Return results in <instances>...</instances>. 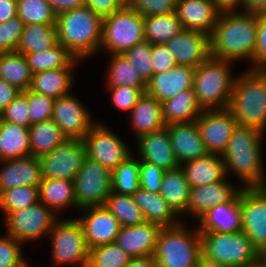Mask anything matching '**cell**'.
I'll use <instances>...</instances> for the list:
<instances>
[{"label":"cell","instance_id":"obj_17","mask_svg":"<svg viewBox=\"0 0 266 267\" xmlns=\"http://www.w3.org/2000/svg\"><path fill=\"white\" fill-rule=\"evenodd\" d=\"M80 210L86 213L76 219L82 225L89 249L115 242L121 225L104 205L85 207Z\"/></svg>","mask_w":266,"mask_h":267},{"label":"cell","instance_id":"obj_45","mask_svg":"<svg viewBox=\"0 0 266 267\" xmlns=\"http://www.w3.org/2000/svg\"><path fill=\"white\" fill-rule=\"evenodd\" d=\"M132 258L116 242L89 249L87 267H125Z\"/></svg>","mask_w":266,"mask_h":267},{"label":"cell","instance_id":"obj_12","mask_svg":"<svg viewBox=\"0 0 266 267\" xmlns=\"http://www.w3.org/2000/svg\"><path fill=\"white\" fill-rule=\"evenodd\" d=\"M83 142L86 157L111 171L132 154L127 142L101 122L91 127Z\"/></svg>","mask_w":266,"mask_h":267},{"label":"cell","instance_id":"obj_61","mask_svg":"<svg viewBox=\"0 0 266 267\" xmlns=\"http://www.w3.org/2000/svg\"><path fill=\"white\" fill-rule=\"evenodd\" d=\"M125 267H158L153 256L132 258Z\"/></svg>","mask_w":266,"mask_h":267},{"label":"cell","instance_id":"obj_23","mask_svg":"<svg viewBox=\"0 0 266 267\" xmlns=\"http://www.w3.org/2000/svg\"><path fill=\"white\" fill-rule=\"evenodd\" d=\"M176 13L183 29L210 36L221 11L213 0H177Z\"/></svg>","mask_w":266,"mask_h":267},{"label":"cell","instance_id":"obj_28","mask_svg":"<svg viewBox=\"0 0 266 267\" xmlns=\"http://www.w3.org/2000/svg\"><path fill=\"white\" fill-rule=\"evenodd\" d=\"M129 113L130 125L135 132V139L166 126L162 116V103L146 92Z\"/></svg>","mask_w":266,"mask_h":267},{"label":"cell","instance_id":"obj_57","mask_svg":"<svg viewBox=\"0 0 266 267\" xmlns=\"http://www.w3.org/2000/svg\"><path fill=\"white\" fill-rule=\"evenodd\" d=\"M20 92L17 87L0 78V115Z\"/></svg>","mask_w":266,"mask_h":267},{"label":"cell","instance_id":"obj_29","mask_svg":"<svg viewBox=\"0 0 266 267\" xmlns=\"http://www.w3.org/2000/svg\"><path fill=\"white\" fill-rule=\"evenodd\" d=\"M132 196L142 210L146 222L172 227L183 221L159 193L148 192L140 187Z\"/></svg>","mask_w":266,"mask_h":267},{"label":"cell","instance_id":"obj_47","mask_svg":"<svg viewBox=\"0 0 266 267\" xmlns=\"http://www.w3.org/2000/svg\"><path fill=\"white\" fill-rule=\"evenodd\" d=\"M0 119L8 123L29 128L31 126L30 112L27 103V90L20 94L1 113Z\"/></svg>","mask_w":266,"mask_h":267},{"label":"cell","instance_id":"obj_2","mask_svg":"<svg viewBox=\"0 0 266 267\" xmlns=\"http://www.w3.org/2000/svg\"><path fill=\"white\" fill-rule=\"evenodd\" d=\"M263 136L264 133L258 129L237 124L221 154L226 176L235 173L242 188L266 187L261 147Z\"/></svg>","mask_w":266,"mask_h":267},{"label":"cell","instance_id":"obj_20","mask_svg":"<svg viewBox=\"0 0 266 267\" xmlns=\"http://www.w3.org/2000/svg\"><path fill=\"white\" fill-rule=\"evenodd\" d=\"M0 194L15 187H39L42 181L39 157L26 156L0 161Z\"/></svg>","mask_w":266,"mask_h":267},{"label":"cell","instance_id":"obj_25","mask_svg":"<svg viewBox=\"0 0 266 267\" xmlns=\"http://www.w3.org/2000/svg\"><path fill=\"white\" fill-rule=\"evenodd\" d=\"M161 228L160 225L149 222L121 227L115 242L131 258L153 256Z\"/></svg>","mask_w":266,"mask_h":267},{"label":"cell","instance_id":"obj_58","mask_svg":"<svg viewBox=\"0 0 266 267\" xmlns=\"http://www.w3.org/2000/svg\"><path fill=\"white\" fill-rule=\"evenodd\" d=\"M56 15L85 6V0H47Z\"/></svg>","mask_w":266,"mask_h":267},{"label":"cell","instance_id":"obj_49","mask_svg":"<svg viewBox=\"0 0 266 267\" xmlns=\"http://www.w3.org/2000/svg\"><path fill=\"white\" fill-rule=\"evenodd\" d=\"M110 94L112 104L122 112H130L139 98L146 92V88H133L130 86L105 87Z\"/></svg>","mask_w":266,"mask_h":267},{"label":"cell","instance_id":"obj_3","mask_svg":"<svg viewBox=\"0 0 266 267\" xmlns=\"http://www.w3.org/2000/svg\"><path fill=\"white\" fill-rule=\"evenodd\" d=\"M102 24L103 18L86 5L61 13L56 18L57 41L84 61L99 51Z\"/></svg>","mask_w":266,"mask_h":267},{"label":"cell","instance_id":"obj_35","mask_svg":"<svg viewBox=\"0 0 266 267\" xmlns=\"http://www.w3.org/2000/svg\"><path fill=\"white\" fill-rule=\"evenodd\" d=\"M58 43L56 24H26L17 44L20 54L51 49Z\"/></svg>","mask_w":266,"mask_h":267},{"label":"cell","instance_id":"obj_56","mask_svg":"<svg viewBox=\"0 0 266 267\" xmlns=\"http://www.w3.org/2000/svg\"><path fill=\"white\" fill-rule=\"evenodd\" d=\"M85 5L94 13L105 18L121 10L127 4L123 0H85Z\"/></svg>","mask_w":266,"mask_h":267},{"label":"cell","instance_id":"obj_51","mask_svg":"<svg viewBox=\"0 0 266 267\" xmlns=\"http://www.w3.org/2000/svg\"><path fill=\"white\" fill-rule=\"evenodd\" d=\"M127 5L143 17L176 12L177 0H130Z\"/></svg>","mask_w":266,"mask_h":267},{"label":"cell","instance_id":"obj_10","mask_svg":"<svg viewBox=\"0 0 266 267\" xmlns=\"http://www.w3.org/2000/svg\"><path fill=\"white\" fill-rule=\"evenodd\" d=\"M4 218L7 234L24 244L49 234L60 217L38 202L28 208L9 212Z\"/></svg>","mask_w":266,"mask_h":267},{"label":"cell","instance_id":"obj_19","mask_svg":"<svg viewBox=\"0 0 266 267\" xmlns=\"http://www.w3.org/2000/svg\"><path fill=\"white\" fill-rule=\"evenodd\" d=\"M227 176L217 183L192 187L185 214L199 220L209 209L220 203L230 201L240 190L228 181Z\"/></svg>","mask_w":266,"mask_h":267},{"label":"cell","instance_id":"obj_22","mask_svg":"<svg viewBox=\"0 0 266 267\" xmlns=\"http://www.w3.org/2000/svg\"><path fill=\"white\" fill-rule=\"evenodd\" d=\"M195 68L177 65L163 73L153 74L147 82L146 93L159 102L175 97L180 92L193 89Z\"/></svg>","mask_w":266,"mask_h":267},{"label":"cell","instance_id":"obj_38","mask_svg":"<svg viewBox=\"0 0 266 267\" xmlns=\"http://www.w3.org/2000/svg\"><path fill=\"white\" fill-rule=\"evenodd\" d=\"M31 156L40 157L50 153L67 139L58 125L52 120L32 124L29 127Z\"/></svg>","mask_w":266,"mask_h":267},{"label":"cell","instance_id":"obj_42","mask_svg":"<svg viewBox=\"0 0 266 267\" xmlns=\"http://www.w3.org/2000/svg\"><path fill=\"white\" fill-rule=\"evenodd\" d=\"M104 206L118 219L121 227L141 225L146 222L142 210L135 203L132 195L111 192Z\"/></svg>","mask_w":266,"mask_h":267},{"label":"cell","instance_id":"obj_16","mask_svg":"<svg viewBox=\"0 0 266 267\" xmlns=\"http://www.w3.org/2000/svg\"><path fill=\"white\" fill-rule=\"evenodd\" d=\"M195 122L207 151L219 155L226 150L238 124L228 108L204 110Z\"/></svg>","mask_w":266,"mask_h":267},{"label":"cell","instance_id":"obj_26","mask_svg":"<svg viewBox=\"0 0 266 267\" xmlns=\"http://www.w3.org/2000/svg\"><path fill=\"white\" fill-rule=\"evenodd\" d=\"M171 146L179 164L207 155L196 122L174 123L166 125Z\"/></svg>","mask_w":266,"mask_h":267},{"label":"cell","instance_id":"obj_43","mask_svg":"<svg viewBox=\"0 0 266 267\" xmlns=\"http://www.w3.org/2000/svg\"><path fill=\"white\" fill-rule=\"evenodd\" d=\"M17 16L26 24H56L57 15L47 0H17Z\"/></svg>","mask_w":266,"mask_h":267},{"label":"cell","instance_id":"obj_34","mask_svg":"<svg viewBox=\"0 0 266 267\" xmlns=\"http://www.w3.org/2000/svg\"><path fill=\"white\" fill-rule=\"evenodd\" d=\"M31 155L29 128L0 119V161Z\"/></svg>","mask_w":266,"mask_h":267},{"label":"cell","instance_id":"obj_13","mask_svg":"<svg viewBox=\"0 0 266 267\" xmlns=\"http://www.w3.org/2000/svg\"><path fill=\"white\" fill-rule=\"evenodd\" d=\"M85 158L83 140L65 139L50 153L39 157L42 178L73 181Z\"/></svg>","mask_w":266,"mask_h":267},{"label":"cell","instance_id":"obj_44","mask_svg":"<svg viewBox=\"0 0 266 267\" xmlns=\"http://www.w3.org/2000/svg\"><path fill=\"white\" fill-rule=\"evenodd\" d=\"M38 202V187H15L0 194V210L4 212V216L9 212L28 208Z\"/></svg>","mask_w":266,"mask_h":267},{"label":"cell","instance_id":"obj_55","mask_svg":"<svg viewBox=\"0 0 266 267\" xmlns=\"http://www.w3.org/2000/svg\"><path fill=\"white\" fill-rule=\"evenodd\" d=\"M151 59L153 66L152 75L156 73H163L177 66L172 53L165 47L164 44L151 45Z\"/></svg>","mask_w":266,"mask_h":267},{"label":"cell","instance_id":"obj_24","mask_svg":"<svg viewBox=\"0 0 266 267\" xmlns=\"http://www.w3.org/2000/svg\"><path fill=\"white\" fill-rule=\"evenodd\" d=\"M198 222L199 232L236 233L242 231L240 191L230 201L209 209Z\"/></svg>","mask_w":266,"mask_h":267},{"label":"cell","instance_id":"obj_52","mask_svg":"<svg viewBox=\"0 0 266 267\" xmlns=\"http://www.w3.org/2000/svg\"><path fill=\"white\" fill-rule=\"evenodd\" d=\"M23 27L24 23L18 16L0 23V53L16 51Z\"/></svg>","mask_w":266,"mask_h":267},{"label":"cell","instance_id":"obj_33","mask_svg":"<svg viewBox=\"0 0 266 267\" xmlns=\"http://www.w3.org/2000/svg\"><path fill=\"white\" fill-rule=\"evenodd\" d=\"M75 68L47 70L33 75L30 90L46 95L54 100L70 94L74 83Z\"/></svg>","mask_w":266,"mask_h":267},{"label":"cell","instance_id":"obj_31","mask_svg":"<svg viewBox=\"0 0 266 267\" xmlns=\"http://www.w3.org/2000/svg\"><path fill=\"white\" fill-rule=\"evenodd\" d=\"M38 189L39 202L50 208L56 215L69 207L77 209L73 181L43 178Z\"/></svg>","mask_w":266,"mask_h":267},{"label":"cell","instance_id":"obj_67","mask_svg":"<svg viewBox=\"0 0 266 267\" xmlns=\"http://www.w3.org/2000/svg\"><path fill=\"white\" fill-rule=\"evenodd\" d=\"M126 4L130 1V0H123Z\"/></svg>","mask_w":266,"mask_h":267},{"label":"cell","instance_id":"obj_21","mask_svg":"<svg viewBox=\"0 0 266 267\" xmlns=\"http://www.w3.org/2000/svg\"><path fill=\"white\" fill-rule=\"evenodd\" d=\"M136 144L140 160L157 165L165 171L180 166L173 152L166 126L140 136L136 139Z\"/></svg>","mask_w":266,"mask_h":267},{"label":"cell","instance_id":"obj_1","mask_svg":"<svg viewBox=\"0 0 266 267\" xmlns=\"http://www.w3.org/2000/svg\"><path fill=\"white\" fill-rule=\"evenodd\" d=\"M256 38V13L221 12L210 35V56L233 62L249 60L252 64Z\"/></svg>","mask_w":266,"mask_h":267},{"label":"cell","instance_id":"obj_60","mask_svg":"<svg viewBox=\"0 0 266 267\" xmlns=\"http://www.w3.org/2000/svg\"><path fill=\"white\" fill-rule=\"evenodd\" d=\"M221 12L238 11L241 7L244 11V0H213ZM239 6V8H238Z\"/></svg>","mask_w":266,"mask_h":267},{"label":"cell","instance_id":"obj_37","mask_svg":"<svg viewBox=\"0 0 266 267\" xmlns=\"http://www.w3.org/2000/svg\"><path fill=\"white\" fill-rule=\"evenodd\" d=\"M33 74L23 54L18 52L0 53V78L21 91L30 88Z\"/></svg>","mask_w":266,"mask_h":267},{"label":"cell","instance_id":"obj_4","mask_svg":"<svg viewBox=\"0 0 266 267\" xmlns=\"http://www.w3.org/2000/svg\"><path fill=\"white\" fill-rule=\"evenodd\" d=\"M228 109L237 123L266 130V71L249 69L236 77Z\"/></svg>","mask_w":266,"mask_h":267},{"label":"cell","instance_id":"obj_64","mask_svg":"<svg viewBox=\"0 0 266 267\" xmlns=\"http://www.w3.org/2000/svg\"><path fill=\"white\" fill-rule=\"evenodd\" d=\"M258 261L266 266V245L258 252Z\"/></svg>","mask_w":266,"mask_h":267},{"label":"cell","instance_id":"obj_62","mask_svg":"<svg viewBox=\"0 0 266 267\" xmlns=\"http://www.w3.org/2000/svg\"><path fill=\"white\" fill-rule=\"evenodd\" d=\"M266 10V0H244V12L257 13Z\"/></svg>","mask_w":266,"mask_h":267},{"label":"cell","instance_id":"obj_40","mask_svg":"<svg viewBox=\"0 0 266 267\" xmlns=\"http://www.w3.org/2000/svg\"><path fill=\"white\" fill-rule=\"evenodd\" d=\"M182 30L176 12L144 17V37L151 44H165Z\"/></svg>","mask_w":266,"mask_h":267},{"label":"cell","instance_id":"obj_14","mask_svg":"<svg viewBox=\"0 0 266 267\" xmlns=\"http://www.w3.org/2000/svg\"><path fill=\"white\" fill-rule=\"evenodd\" d=\"M242 231L260 251L266 245V187L241 188Z\"/></svg>","mask_w":266,"mask_h":267},{"label":"cell","instance_id":"obj_36","mask_svg":"<svg viewBox=\"0 0 266 267\" xmlns=\"http://www.w3.org/2000/svg\"><path fill=\"white\" fill-rule=\"evenodd\" d=\"M29 65L32 74L47 70H56L62 68H76L82 60L75 58L59 42L51 49L23 54Z\"/></svg>","mask_w":266,"mask_h":267},{"label":"cell","instance_id":"obj_46","mask_svg":"<svg viewBox=\"0 0 266 267\" xmlns=\"http://www.w3.org/2000/svg\"><path fill=\"white\" fill-rule=\"evenodd\" d=\"M151 45L150 42L144 40L123 53L146 83L152 77Z\"/></svg>","mask_w":266,"mask_h":267},{"label":"cell","instance_id":"obj_50","mask_svg":"<svg viewBox=\"0 0 266 267\" xmlns=\"http://www.w3.org/2000/svg\"><path fill=\"white\" fill-rule=\"evenodd\" d=\"M4 235L0 236V267H18L26 261L22 244L11 235Z\"/></svg>","mask_w":266,"mask_h":267},{"label":"cell","instance_id":"obj_66","mask_svg":"<svg viewBox=\"0 0 266 267\" xmlns=\"http://www.w3.org/2000/svg\"><path fill=\"white\" fill-rule=\"evenodd\" d=\"M18 267H31L30 263H28L27 261H24L21 265H19Z\"/></svg>","mask_w":266,"mask_h":267},{"label":"cell","instance_id":"obj_11","mask_svg":"<svg viewBox=\"0 0 266 267\" xmlns=\"http://www.w3.org/2000/svg\"><path fill=\"white\" fill-rule=\"evenodd\" d=\"M73 182L77 210L103 206L112 192V171L86 157Z\"/></svg>","mask_w":266,"mask_h":267},{"label":"cell","instance_id":"obj_59","mask_svg":"<svg viewBox=\"0 0 266 267\" xmlns=\"http://www.w3.org/2000/svg\"><path fill=\"white\" fill-rule=\"evenodd\" d=\"M17 16V0H0V23Z\"/></svg>","mask_w":266,"mask_h":267},{"label":"cell","instance_id":"obj_32","mask_svg":"<svg viewBox=\"0 0 266 267\" xmlns=\"http://www.w3.org/2000/svg\"><path fill=\"white\" fill-rule=\"evenodd\" d=\"M162 103V116L166 125L195 122L204 111L194 89H187Z\"/></svg>","mask_w":266,"mask_h":267},{"label":"cell","instance_id":"obj_6","mask_svg":"<svg viewBox=\"0 0 266 267\" xmlns=\"http://www.w3.org/2000/svg\"><path fill=\"white\" fill-rule=\"evenodd\" d=\"M184 221L176 226L162 227L153 254L158 267H197L201 251L198 227L191 231Z\"/></svg>","mask_w":266,"mask_h":267},{"label":"cell","instance_id":"obj_15","mask_svg":"<svg viewBox=\"0 0 266 267\" xmlns=\"http://www.w3.org/2000/svg\"><path fill=\"white\" fill-rule=\"evenodd\" d=\"M72 92L54 101L51 119L67 139L83 138L96 123L86 106Z\"/></svg>","mask_w":266,"mask_h":267},{"label":"cell","instance_id":"obj_65","mask_svg":"<svg viewBox=\"0 0 266 267\" xmlns=\"http://www.w3.org/2000/svg\"><path fill=\"white\" fill-rule=\"evenodd\" d=\"M249 267H266L263 264H261L259 261L253 265H250Z\"/></svg>","mask_w":266,"mask_h":267},{"label":"cell","instance_id":"obj_53","mask_svg":"<svg viewBox=\"0 0 266 267\" xmlns=\"http://www.w3.org/2000/svg\"><path fill=\"white\" fill-rule=\"evenodd\" d=\"M257 17V38L255 45V55L249 69L266 68V10L256 13Z\"/></svg>","mask_w":266,"mask_h":267},{"label":"cell","instance_id":"obj_8","mask_svg":"<svg viewBox=\"0 0 266 267\" xmlns=\"http://www.w3.org/2000/svg\"><path fill=\"white\" fill-rule=\"evenodd\" d=\"M144 40V17L128 5L103 18L99 50L123 54Z\"/></svg>","mask_w":266,"mask_h":267},{"label":"cell","instance_id":"obj_7","mask_svg":"<svg viewBox=\"0 0 266 267\" xmlns=\"http://www.w3.org/2000/svg\"><path fill=\"white\" fill-rule=\"evenodd\" d=\"M202 255L229 267H249L258 262V250L243 231L200 232Z\"/></svg>","mask_w":266,"mask_h":267},{"label":"cell","instance_id":"obj_63","mask_svg":"<svg viewBox=\"0 0 266 267\" xmlns=\"http://www.w3.org/2000/svg\"><path fill=\"white\" fill-rule=\"evenodd\" d=\"M197 267H229L215 260L208 259L207 257L203 256L202 254L199 257Z\"/></svg>","mask_w":266,"mask_h":267},{"label":"cell","instance_id":"obj_27","mask_svg":"<svg viewBox=\"0 0 266 267\" xmlns=\"http://www.w3.org/2000/svg\"><path fill=\"white\" fill-rule=\"evenodd\" d=\"M190 187L217 183L226 177L222 155L208 153L203 157L187 161L180 165Z\"/></svg>","mask_w":266,"mask_h":267},{"label":"cell","instance_id":"obj_18","mask_svg":"<svg viewBox=\"0 0 266 267\" xmlns=\"http://www.w3.org/2000/svg\"><path fill=\"white\" fill-rule=\"evenodd\" d=\"M164 45L177 65L196 68L210 57V36L200 31L183 29Z\"/></svg>","mask_w":266,"mask_h":267},{"label":"cell","instance_id":"obj_9","mask_svg":"<svg viewBox=\"0 0 266 267\" xmlns=\"http://www.w3.org/2000/svg\"><path fill=\"white\" fill-rule=\"evenodd\" d=\"M49 237L52 243V266L65 267L72 263H76L79 267L88 266L89 248L82 225L76 217L64 220L59 218L51 229Z\"/></svg>","mask_w":266,"mask_h":267},{"label":"cell","instance_id":"obj_39","mask_svg":"<svg viewBox=\"0 0 266 267\" xmlns=\"http://www.w3.org/2000/svg\"><path fill=\"white\" fill-rule=\"evenodd\" d=\"M107 66L106 87L130 86L146 88L147 83L139 76L135 67L128 62L123 54H110Z\"/></svg>","mask_w":266,"mask_h":267},{"label":"cell","instance_id":"obj_41","mask_svg":"<svg viewBox=\"0 0 266 267\" xmlns=\"http://www.w3.org/2000/svg\"><path fill=\"white\" fill-rule=\"evenodd\" d=\"M140 159L129 155L112 171V192L133 195L140 188Z\"/></svg>","mask_w":266,"mask_h":267},{"label":"cell","instance_id":"obj_30","mask_svg":"<svg viewBox=\"0 0 266 267\" xmlns=\"http://www.w3.org/2000/svg\"><path fill=\"white\" fill-rule=\"evenodd\" d=\"M190 184L181 166L165 171L159 194L182 219L189 201ZM184 214V215H183Z\"/></svg>","mask_w":266,"mask_h":267},{"label":"cell","instance_id":"obj_54","mask_svg":"<svg viewBox=\"0 0 266 267\" xmlns=\"http://www.w3.org/2000/svg\"><path fill=\"white\" fill-rule=\"evenodd\" d=\"M165 170L157 165L140 160V187L152 193H159Z\"/></svg>","mask_w":266,"mask_h":267},{"label":"cell","instance_id":"obj_5","mask_svg":"<svg viewBox=\"0 0 266 267\" xmlns=\"http://www.w3.org/2000/svg\"><path fill=\"white\" fill-rule=\"evenodd\" d=\"M234 63L210 56L195 68L193 89L203 110L229 107L236 80L231 70Z\"/></svg>","mask_w":266,"mask_h":267},{"label":"cell","instance_id":"obj_48","mask_svg":"<svg viewBox=\"0 0 266 267\" xmlns=\"http://www.w3.org/2000/svg\"><path fill=\"white\" fill-rule=\"evenodd\" d=\"M54 99L27 90V103L30 112L31 125L50 120L53 113Z\"/></svg>","mask_w":266,"mask_h":267}]
</instances>
